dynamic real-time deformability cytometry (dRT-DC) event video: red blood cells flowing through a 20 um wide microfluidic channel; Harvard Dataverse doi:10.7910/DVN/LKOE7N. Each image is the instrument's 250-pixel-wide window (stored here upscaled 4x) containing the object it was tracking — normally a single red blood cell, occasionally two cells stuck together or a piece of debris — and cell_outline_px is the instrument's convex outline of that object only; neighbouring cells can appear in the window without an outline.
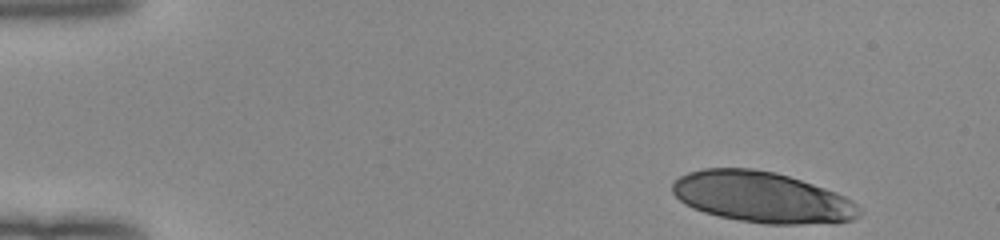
{"species": "human", "species_latin": "Homo sapiens", "temperature_condition": "room temperature", "stored_images_in_passage": 16, "camera_frame_rate_fps": 3000, "um_per_image_px": 0.085, "donor": {"sex": "female"}, "frame": {"image": 1, "passage_image": 1, "time_ms": 0.0, "image_size_px": [1000, 240], "cell_outline_px": [[864, 212], [860, 216], [852, 220], [836, 224], [764, 224], [740, 220], [720, 216], [704, 212], [692, 208], [684, 204], [672, 192], [672, 184], [680, 176], [688, 172], [704, 168], [752, 168], [776, 172], [836, 192], [852, 200]], "centroid_in_image_um": [64.81, 16.78], "position_along_channel_um": 20.2, "area_um2": 55.72}}